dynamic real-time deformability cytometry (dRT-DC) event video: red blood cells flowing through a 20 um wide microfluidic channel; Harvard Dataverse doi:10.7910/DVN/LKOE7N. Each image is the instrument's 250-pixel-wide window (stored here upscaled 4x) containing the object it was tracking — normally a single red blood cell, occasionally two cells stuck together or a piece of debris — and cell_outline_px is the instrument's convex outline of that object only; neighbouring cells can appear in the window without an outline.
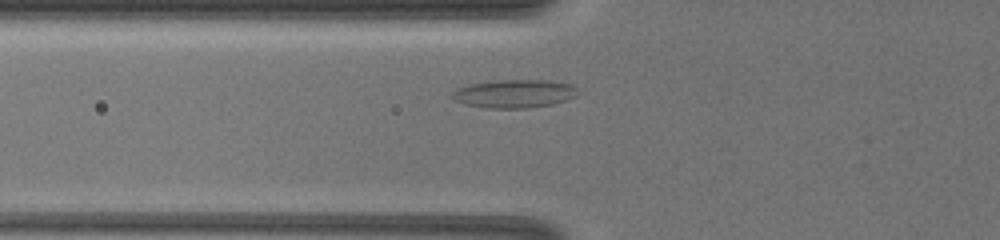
{"species": "common noctule bat (a hibernating species)", "species_latin": "Nyctalus noctula", "temperature_condition": "warm", "stored_images_in_passage": 18, "camera_frame_rate_fps": 3000, "um_per_image_px": 0.085, "animal": {"sex": "female", "body_mass_g": 19.5, "forearm_length_mm": 54.1}, "frame": {"image": 1, "passage_image": 2, "time_ms": 0.333, "image_size_px": [1000, 240], "cell_outline_px": [[580, 88], [576, 96], [552, 104], [528, 108], [488, 108], [468, 104], [456, 100], [452, 96], [452, 92], [456, 88], [468, 84], [496, 80], [548, 80], [568, 84]], "centroid_in_image_um": [43.73, 7.95], "position_along_channel_um": 82.1, "area_um2": 20.58}}
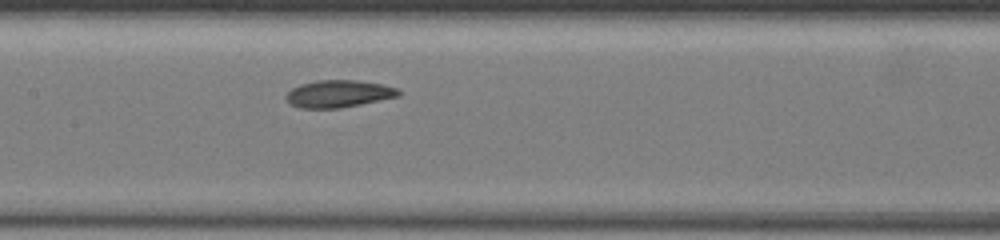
{"frame": {"image": 2, "passage_image": 6, "time_ms": 2.667, "image_size_px": [1000, 240], "cell_outline_px": [[400, 96], [340, 108], [300, 108], [292, 104], [284, 96], [292, 88], [300, 84], [316, 80], [356, 80], [380, 84], [396, 88], [400, 92]], "centroid_in_image_um": [28.76, 7.96], "position_along_channel_um": 178.6, "area_um2": 17.69}}
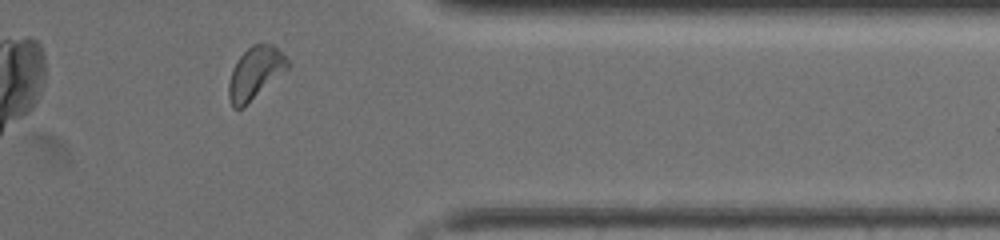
{"frame": {"image": 3, "passage_image": 17, "time_ms": 8.0, "image_size_px": [1000, 240], "cell_outline_px": [[292, 64], [288, 68], [244, 108], [232, 108], [228, 100], [228, 84], [232, 72], [240, 56], [252, 44], [272, 44]], "centroid_in_image_um": [21.68, 6.25], "position_along_channel_um": 389.7, "area_um2": 17.8}, "authors_computed_cell_mechanics": {"area_um2": 17.629, "velocity_mm_per_s": 4.125, "shape_relaxation_time_tau1_ms": null, "shape_relaxation_time_tau2_ms": 2.3639, "deformation_change_tau1": null, "deformation_change_tau2": 0.0778}}